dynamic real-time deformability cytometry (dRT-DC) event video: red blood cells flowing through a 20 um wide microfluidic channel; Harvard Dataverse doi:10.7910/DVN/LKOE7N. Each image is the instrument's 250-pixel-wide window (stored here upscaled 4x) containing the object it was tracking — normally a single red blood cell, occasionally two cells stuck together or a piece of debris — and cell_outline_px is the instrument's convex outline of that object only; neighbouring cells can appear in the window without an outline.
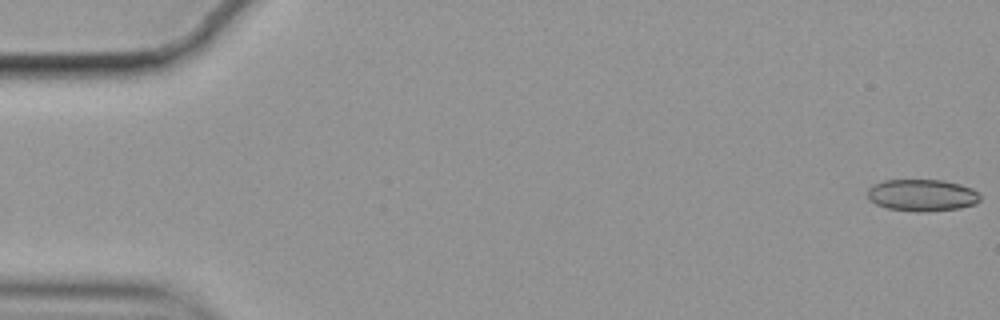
{"species": "common noctule bat (a hibernating species)", "species_latin": "Nyctalus noctula", "temperature_condition": "cold", "stored_images_in_passage": 57, "camera_frame_rate_fps": 3000, "um_per_image_px": 0.085, "animal": {"sex": "female", "body_mass_g": 19.9}, "frame": {"image": 1, "passage_image": 1, "time_ms": 0.0, "image_size_px": [1000, 320], "cell_outline_px": [[980, 200], [976, 204], [960, 208], [928, 212], [916, 212], [888, 208], [876, 204], [868, 200], [868, 188], [872, 184], [884, 180], [944, 180], [960, 184], [972, 188], [980, 196]], "centroid_in_image_um": [78.37, 16.59], "position_along_channel_um": 6.6, "area_um2": 21.15}}
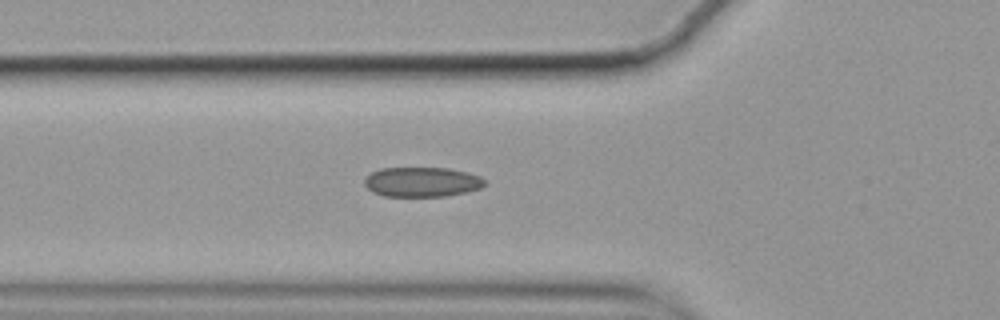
{"frame": {"image": 2, "passage_image": 20, "time_ms": 6.333, "image_size_px": [1000, 320], "cell_outline_px": [[488, 184], [480, 188], [464, 192], [444, 196], [384, 196], [372, 192], [364, 184], [364, 180], [372, 172], [380, 168], [448, 168], [468, 172], [480, 176]], "centroid_in_image_um": [35.87, 15.46], "position_along_channel_um": 89.9, "area_um2": 20.81}}
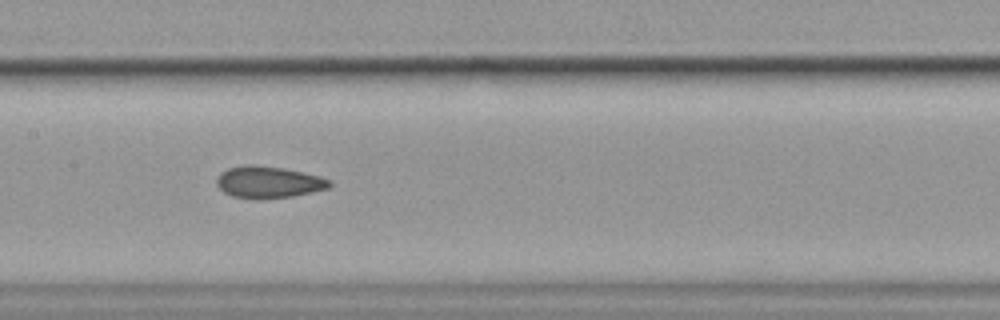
{"frame": {"image": 3, "passage_image": 28, "time_ms": 9.0, "image_size_px": [1000, 320], "cell_outline_px": [[332, 184], [328, 188], [312, 192], [292, 196], [260, 200], [256, 200], [232, 196], [224, 192], [216, 184], [216, 180], [220, 172], [228, 168], [248, 164], [252, 164], [284, 168], [320, 176], [328, 180]], "centroid_in_image_um": [22.78, 15.49], "position_along_channel_um": 184.6, "area_um2": 21.04}, "authors_computed_cell_mechanics": {"area_um2": 20.808, "velocity_mm_per_s": 3.5328, "shape_relaxation_time_tau1_ms": null, "shape_relaxation_time_tau2_ms": 3.7415, "deformation_change_tau1": null, "deformation_change_tau2": 0.0956}}